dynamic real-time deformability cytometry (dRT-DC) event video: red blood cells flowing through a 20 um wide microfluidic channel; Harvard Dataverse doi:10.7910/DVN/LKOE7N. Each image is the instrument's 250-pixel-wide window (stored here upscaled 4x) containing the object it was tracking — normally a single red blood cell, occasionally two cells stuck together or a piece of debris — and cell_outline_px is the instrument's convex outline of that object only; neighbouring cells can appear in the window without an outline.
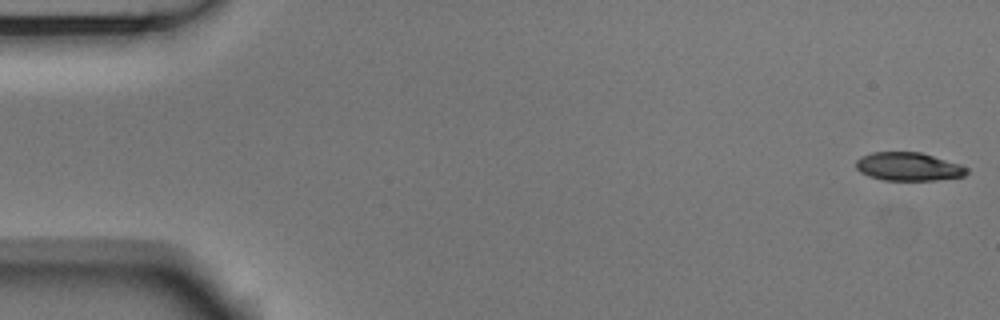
{"species": "Egyptian fruit bat (a non-hibernating species)", "species_latin": "Rousettus aegyptiacus", "temperature_condition": "room temperature", "stored_images_in_passage": 49, "camera_frame_rate_fps": 3000, "um_per_image_px": 0.085, "animal": {"sex": "male"}, "frame": {"image": 1, "passage_image": 1, "time_ms": 0.0, "image_size_px": [1000, 320], "cell_outline_px": [[968, 172], [964, 176], [936, 180], [884, 180], [868, 176], [860, 172], [856, 168], [856, 160], [860, 156], [872, 152], [920, 152], [960, 164], [968, 168]], "centroid_in_image_um": [77.2, 14.16], "position_along_channel_um": 7.8, "area_um2": 18.32}}
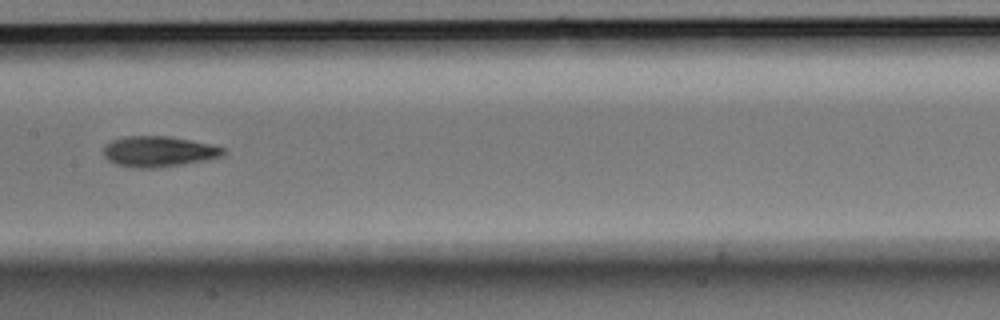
{"frame": {"image": 2, "passage_image": 27, "time_ms": 8.667, "image_size_px": [1000, 320], "cell_outline_px": [[224, 152], [220, 156], [204, 160], [160, 168], [136, 168], [116, 164], [108, 160], [104, 156], [104, 144], [112, 140], [124, 136], [168, 136], [208, 144], [224, 148]], "centroid_in_image_um": [13.4, 12.88], "position_along_channel_um": 194.0, "area_um2": 21.15}}
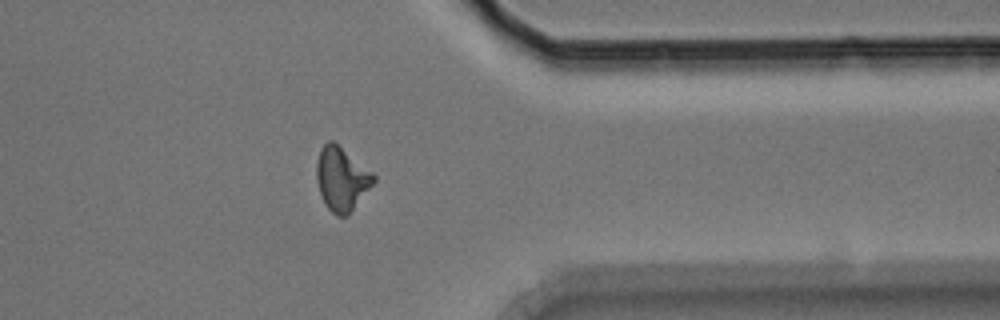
{"frame": {"image": 3, "passage_image": 43, "time_ms": 14.0, "image_size_px": [1000, 320], "cell_outline_px": [[376, 180], [348, 216], [336, 216], [324, 204], [316, 180], [316, 164], [320, 148], [328, 140], [332, 140], [372, 172], [376, 176]], "centroid_in_image_um": [29.02, 15.22], "position_along_channel_um": 382.4, "area_um2": 21.1}}